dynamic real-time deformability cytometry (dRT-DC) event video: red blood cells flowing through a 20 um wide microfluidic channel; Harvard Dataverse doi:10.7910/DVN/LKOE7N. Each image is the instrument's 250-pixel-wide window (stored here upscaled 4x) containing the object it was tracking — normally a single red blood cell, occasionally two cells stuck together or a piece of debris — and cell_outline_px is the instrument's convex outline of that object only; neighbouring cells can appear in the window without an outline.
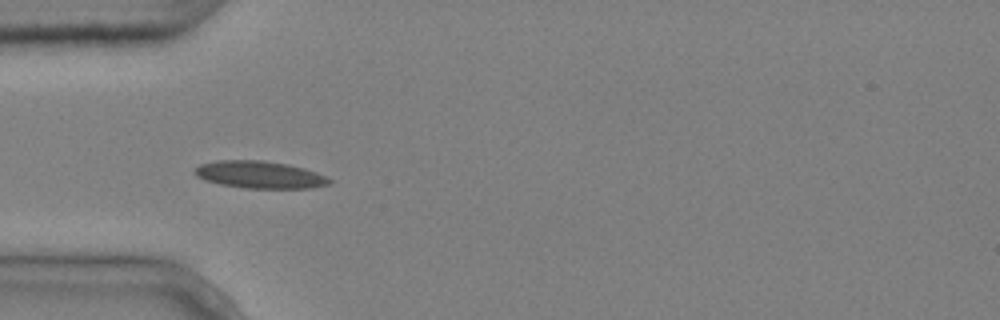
{"species": "common noctule bat (a hibernating species)", "species_latin": "Nyctalus noctula", "temperature_condition": "cold", "stored_images_in_passage": 3, "camera_frame_rate_fps": 3000, "um_per_image_px": 0.085, "animal": {"sex": "male", "body_mass_g": 20.4}, "frame": {"image": 1, "passage_image": 3, "time_ms": 0.667, "image_size_px": [1000, 320], "cell_outline_px": [[332, 180], [328, 184], [312, 188], [244, 188], [220, 184], [204, 180], [196, 176], [192, 172], [200, 164], [216, 160], [264, 160], [288, 164], [304, 168], [316, 172]], "centroid_in_image_um": [22.03, 14.84], "position_along_channel_um": 63.0, "area_um2": 21.44}}